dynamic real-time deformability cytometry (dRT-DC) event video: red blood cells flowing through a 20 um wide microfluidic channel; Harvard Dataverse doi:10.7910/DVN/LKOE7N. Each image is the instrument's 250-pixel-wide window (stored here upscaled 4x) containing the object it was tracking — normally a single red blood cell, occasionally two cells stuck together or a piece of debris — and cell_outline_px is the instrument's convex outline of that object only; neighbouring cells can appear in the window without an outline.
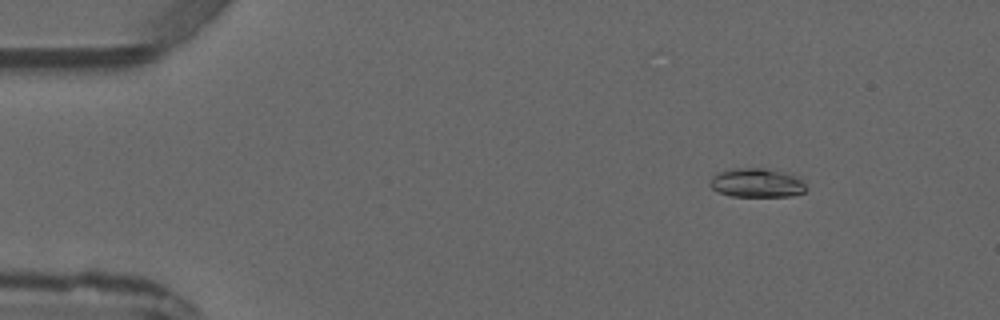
{"species": "common noctule bat (a hibernating species)", "species_latin": "Nyctalus noctula", "temperature_condition": "warm", "stored_images_in_passage": 4, "camera_frame_rate_fps": 3000, "um_per_image_px": 0.085, "animal": {"sex": "male", "forearm_length_mm": 52.5}, "frame": {"image": 1, "passage_image": 2, "time_ms": 1.333, "image_size_px": [1000, 320], "cell_outline_px": [[808, 188], [804, 192], [792, 196], [732, 196], [720, 192], [712, 188], [708, 184], [712, 176], [716, 172], [736, 168], [764, 168], [784, 172], [800, 176], [804, 180]], "centroid_in_image_um": [64.37, 15.53], "position_along_channel_um": 20.6, "area_um2": 16.53}}